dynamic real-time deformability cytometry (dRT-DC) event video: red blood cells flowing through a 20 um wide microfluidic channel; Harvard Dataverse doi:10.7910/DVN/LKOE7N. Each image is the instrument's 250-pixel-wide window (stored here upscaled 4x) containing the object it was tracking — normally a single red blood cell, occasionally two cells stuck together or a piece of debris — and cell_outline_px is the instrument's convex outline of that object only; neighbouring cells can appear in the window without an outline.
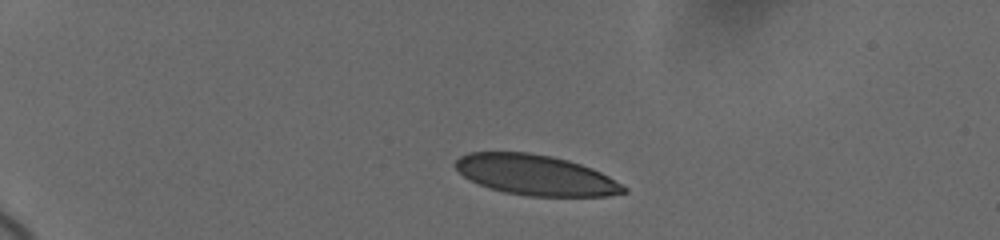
{"species": "human", "species_latin": "Homo sapiens", "temperature_condition": "cold", "stored_images_in_passage": 17, "camera_frame_rate_fps": 3000, "um_per_image_px": 0.085, "donor": {"sex": "female"}, "frame": {"image": 1, "passage_image": 3, "time_ms": 1.667, "image_size_px": [1000, 240], "cell_outline_px": [[628, 192], [608, 196], [528, 196], [504, 192], [488, 188], [464, 176], [452, 164], [460, 156], [468, 152], [528, 152], [552, 156], [568, 160], [592, 168], [608, 176], [628, 188]], "centroid_in_image_um": [45.53, 14.87], "position_along_channel_um": 39.5, "area_um2": 39.59}}
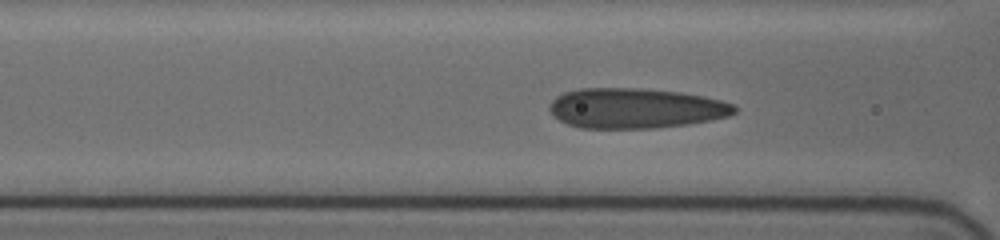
{"frame": {"image": 2, "passage_image": 9, "time_ms": 5.667, "image_size_px": [1000, 240], "cell_outline_px": [[736, 112], [728, 116], [712, 120], [688, 124], [656, 128], [580, 128], [568, 124], [552, 116], [548, 108], [548, 104], [556, 96], [564, 92], [580, 88], [640, 88], [680, 92], [704, 96], [720, 100], [732, 104], [736, 108]], "centroid_in_image_um": [53.98, 9.2], "position_along_channel_um": 112.6, "area_um2": 43.52}}
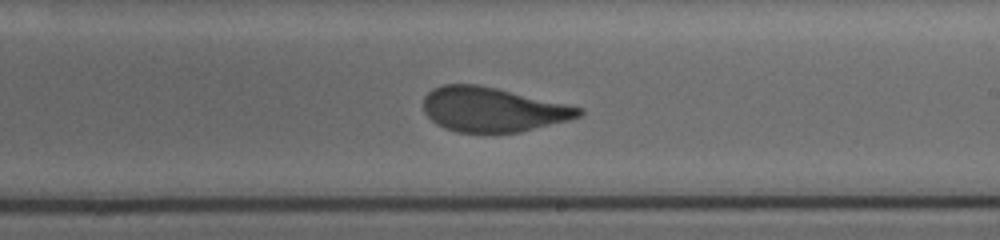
{"frame": {"image": 3, "passage_image": 17, "time_ms": 9.333, "image_size_px": [1000, 240], "cell_outline_px": [[584, 112], [580, 116], [568, 120], [520, 132], [456, 132], [444, 128], [436, 124], [424, 112], [424, 96], [432, 88], [444, 84], [476, 84], [496, 88], [584, 108]], "centroid_in_image_um": [41.85, 9.31], "position_along_channel_um": 247.1, "area_um2": 40.11}}